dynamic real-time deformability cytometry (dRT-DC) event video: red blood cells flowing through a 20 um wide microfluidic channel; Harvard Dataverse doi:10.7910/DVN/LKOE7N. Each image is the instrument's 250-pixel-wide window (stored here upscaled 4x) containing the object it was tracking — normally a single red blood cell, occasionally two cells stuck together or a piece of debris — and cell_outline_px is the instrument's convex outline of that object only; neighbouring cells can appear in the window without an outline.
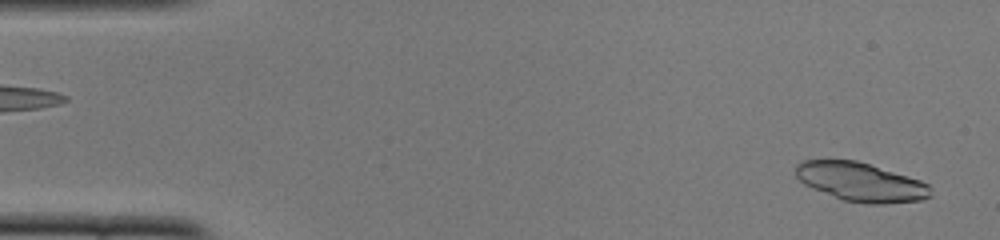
{"species": "common noctule bat (a hibernating species)", "species_latin": "Nyctalus noctula", "temperature_condition": "cold", "stored_images_in_passage": 50, "camera_frame_rate_fps": 3000, "um_per_image_px": 0.085, "animal": {"sex": "female", "body_mass_g": 22.0, "forearm_length_mm": 56.7}, "frame": {"image": 1, "passage_image": 2, "time_ms": 0.333, "image_size_px": [1000, 240], "cell_outline_px": [[932, 196], [920, 200], [884, 204], [864, 204], [844, 200], [812, 188], [804, 184], [796, 176], [796, 164], [804, 160], [856, 160], [920, 180], [928, 184]], "centroid_in_image_um": [73.16, 15.47], "position_along_channel_um": 11.8, "area_um2": 30.29}}
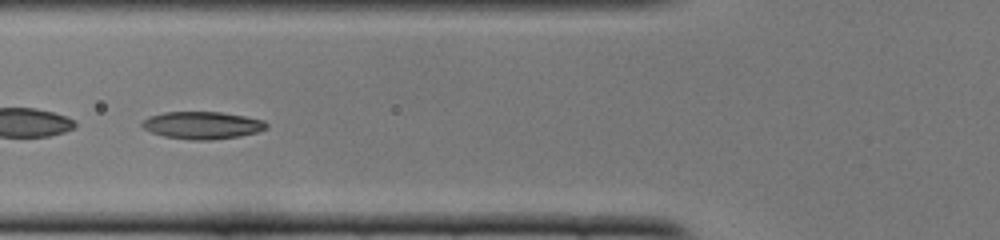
{"frame": {"image": 2, "passage_image": 19, "time_ms": 6.0, "image_size_px": [1000, 240], "cell_outline_px": [[268, 128], [256, 132], [240, 136], [212, 140], [188, 140], [164, 136], [152, 132], [144, 128], [140, 124], [148, 116], [164, 112], [220, 112], [244, 116], [264, 120], [268, 124]], "centroid_in_image_um": [17.2, 10.65], "position_along_channel_um": 108.6, "area_um2": 19.88}}
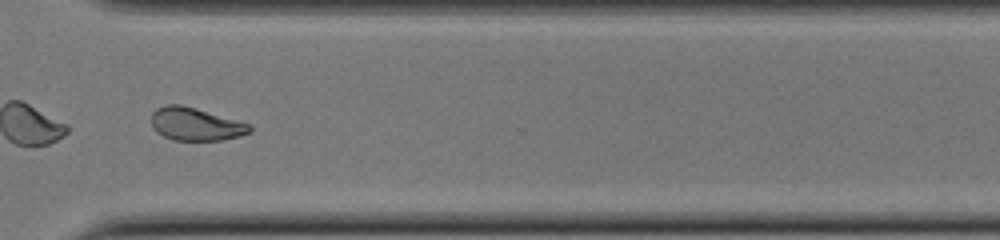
{"frame": {"image": 3, "passage_image": 38, "time_ms": 12.333, "image_size_px": [1000, 240], "cell_outline_px": [[252, 132], [240, 136], [220, 140], [172, 140], [156, 132], [152, 128], [152, 112], [156, 108], [164, 104], [180, 104], [196, 108], [252, 124]], "centroid_in_image_um": [16.63, 10.54], "position_along_channel_um": 354.0, "area_um2": 19.07}, "authors_computed_cell_mechanics": {"area_um2": 20.1144, "velocity_mm_per_s": 3.8684, "shape_relaxation_time_tau1_ms": 5.907, "shape_relaxation_time_tau2_ms": 4.9899, "deformation_change_tau1": 0.1774, "deformation_change_tau2": 0.0925}}